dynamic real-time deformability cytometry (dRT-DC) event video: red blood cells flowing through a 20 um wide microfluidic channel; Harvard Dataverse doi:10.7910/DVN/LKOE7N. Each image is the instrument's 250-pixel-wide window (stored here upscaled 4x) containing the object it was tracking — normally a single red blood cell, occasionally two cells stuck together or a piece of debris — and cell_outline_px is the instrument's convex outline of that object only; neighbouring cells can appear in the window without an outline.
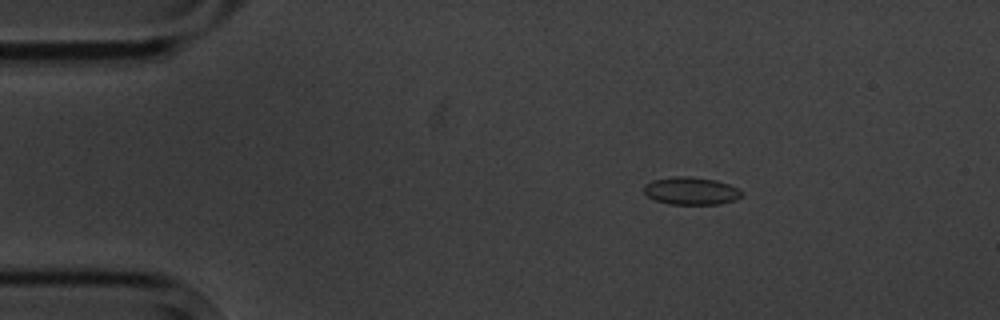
{"species": "common noctule bat (a hibernating species)", "species_latin": "Nyctalus noctula", "temperature_condition": "cold", "stored_images_in_passage": 4, "camera_frame_rate_fps": 3000, "um_per_image_px": 0.085, "animal": {"sex": "male", "body_mass_g": 20.1, "forearm_length_mm": 53.5}, "frame": {"image": 1, "passage_image": 1, "time_ms": 0.0, "image_size_px": [1000, 320], "cell_outline_px": [[740, 196], [732, 200], [720, 204], [668, 204], [656, 200], [648, 196], [644, 192], [644, 184], [652, 180], [672, 176], [688, 176], [716, 180], [728, 184], [736, 188], [740, 192]], "centroid_in_image_um": [58.67, 16.21], "position_along_channel_um": 26.3, "area_um2": 15.55}}
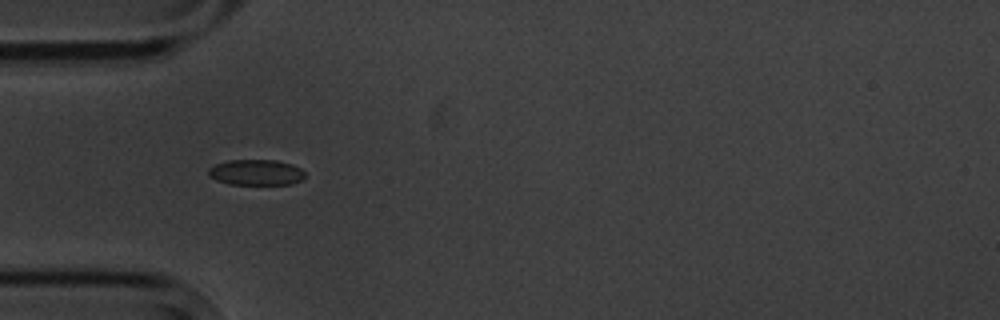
{"frame": {"image": 2, "passage_image": 3, "time_ms": 2.667, "image_size_px": [1000, 320], "cell_outline_px": [[308, 176], [304, 180], [292, 184], [228, 184], [216, 180], [208, 176], [208, 168], [216, 164], [228, 160], [276, 160], [292, 164], [300, 168]], "centroid_in_image_um": [21.8, 14.66], "position_along_channel_um": 63.2, "area_um2": 14.68}}
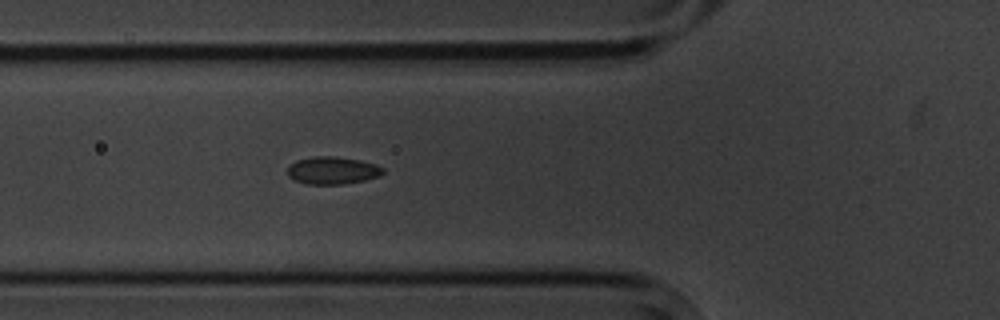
{"frame": {"image": 3, "passage_image": 4, "time_ms": 3.667, "image_size_px": [1000, 320], "cell_outline_px": [[384, 172], [380, 176], [364, 180], [340, 184], [304, 184], [292, 180], [288, 176], [288, 164], [296, 160], [312, 156], [332, 156], [360, 160], [376, 164], [384, 168]], "centroid_in_image_um": [28.22, 14.48], "position_along_channel_um": 97.6, "area_um2": 15.49}}